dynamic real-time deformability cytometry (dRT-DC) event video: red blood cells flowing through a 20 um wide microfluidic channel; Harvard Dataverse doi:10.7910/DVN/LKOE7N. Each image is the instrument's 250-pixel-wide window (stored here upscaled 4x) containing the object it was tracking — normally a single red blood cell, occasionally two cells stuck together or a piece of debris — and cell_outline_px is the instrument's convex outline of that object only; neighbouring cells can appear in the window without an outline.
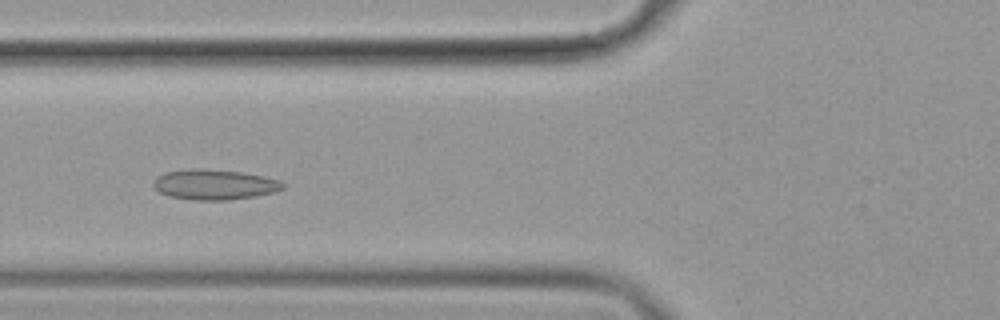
{"species": "common noctule bat (a hibernating species)", "species_latin": "Nyctalus noctula", "temperature_condition": "cold", "stored_images_in_passage": 46, "camera_frame_rate_fps": 3000, "um_per_image_px": 0.085, "animal": {"sex": "female", "body_mass_g": 19.9}, "frame": {"image": 1, "passage_image": 12, "time_ms": 3.667, "image_size_px": [1000, 320], "cell_outline_px": [[284, 188], [276, 192], [256, 196], [228, 200], [192, 200], [168, 196], [152, 188], [152, 180], [156, 176], [164, 172], [192, 168], [200, 168], [244, 172], [264, 176], [280, 180], [284, 184]], "centroid_in_image_um": [18.19, 15.68], "position_along_channel_um": 107.6, "area_um2": 23.29}}
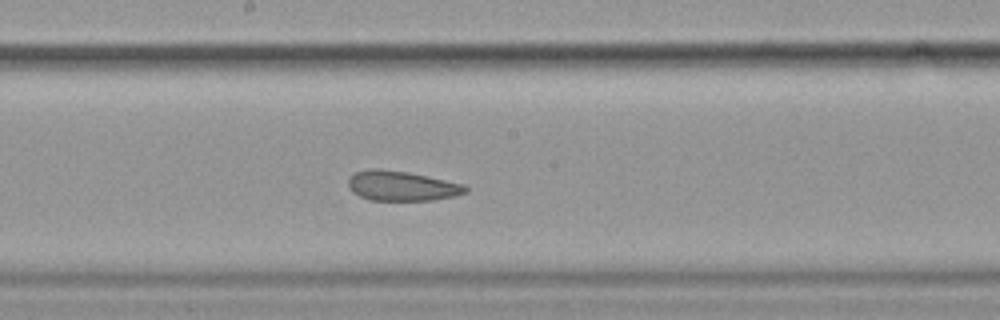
{"frame": {"image": 2, "passage_image": 21, "time_ms": 6.667, "image_size_px": [1000, 320], "cell_outline_px": [[468, 192], [452, 196], [432, 200], [368, 200], [352, 192], [348, 188], [348, 180], [356, 172], [372, 168], [380, 168], [408, 172], [464, 184], [468, 188]], "centroid_in_image_um": [34.13, 15.8], "position_along_channel_um": 214.1, "area_um2": 20.35}}
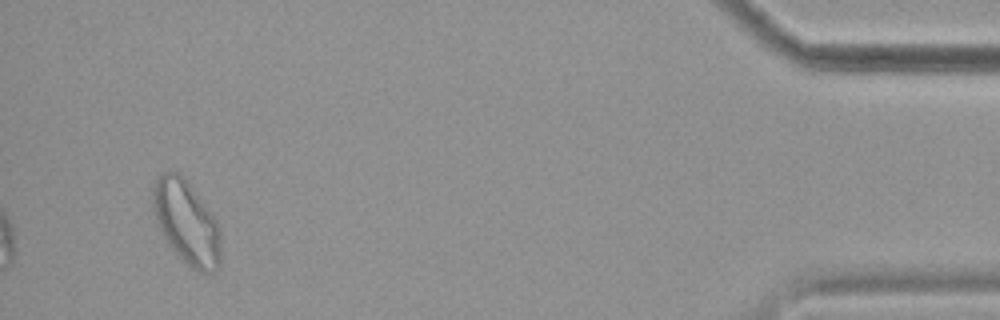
{"frame": {"image": 3, "passage_image": 44, "time_ms": 14.333, "image_size_px": [1000, 320], "cell_outline_px": [[220, 268], [208, 276], [196, 272], [188, 268], [168, 244], [160, 228], [152, 204], [152, 188], [156, 180], [164, 172], [176, 172], [184, 176], [216, 220], [220, 232]], "centroid_in_image_um": [15.88, 18.99], "position_along_channel_um": 419.3, "area_um2": 33.29}, "authors_computed_cell_mechanics": {"area_um2": 23.1489, "velocity_mm_per_s": 3.5545, "shape_relaxation_time_tau1_ms": null, "shape_relaxation_time_tau2_ms": 2.1542, "deformation_change_tau1": null, "deformation_change_tau2": 0.0893}}